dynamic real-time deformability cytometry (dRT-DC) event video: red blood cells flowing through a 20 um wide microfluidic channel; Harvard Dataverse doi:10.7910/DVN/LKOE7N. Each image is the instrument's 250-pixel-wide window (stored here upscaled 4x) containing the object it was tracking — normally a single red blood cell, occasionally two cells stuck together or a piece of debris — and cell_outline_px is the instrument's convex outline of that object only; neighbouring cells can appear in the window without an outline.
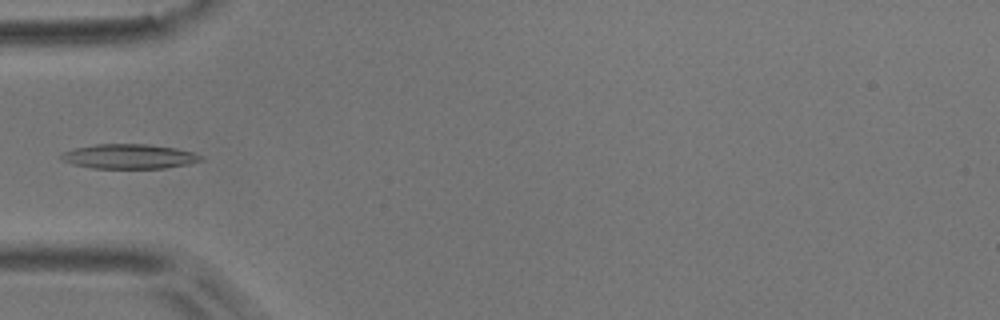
{"species": "common noctule bat (a hibernating species)", "species_latin": "Nyctalus noctula", "temperature_condition": "room temperature", "stored_images_in_passage": 5, "camera_frame_rate_fps": 3000, "um_per_image_px": 0.085, "animal": {"sex": "male", "body_mass_g": 17.9}, "frame": {"image": 1, "passage_image": 5, "time_ms": 1.333, "image_size_px": [1000, 320], "cell_outline_px": [[204, 160], [188, 164], [164, 168], [92, 168], [72, 164], [60, 160], [60, 156], [64, 152], [72, 148], [96, 144], [148, 144], [176, 148], [192, 152], [204, 156]], "centroid_in_image_um": [10.97, 13.29], "position_along_channel_um": 74.0, "area_um2": 20.17}}